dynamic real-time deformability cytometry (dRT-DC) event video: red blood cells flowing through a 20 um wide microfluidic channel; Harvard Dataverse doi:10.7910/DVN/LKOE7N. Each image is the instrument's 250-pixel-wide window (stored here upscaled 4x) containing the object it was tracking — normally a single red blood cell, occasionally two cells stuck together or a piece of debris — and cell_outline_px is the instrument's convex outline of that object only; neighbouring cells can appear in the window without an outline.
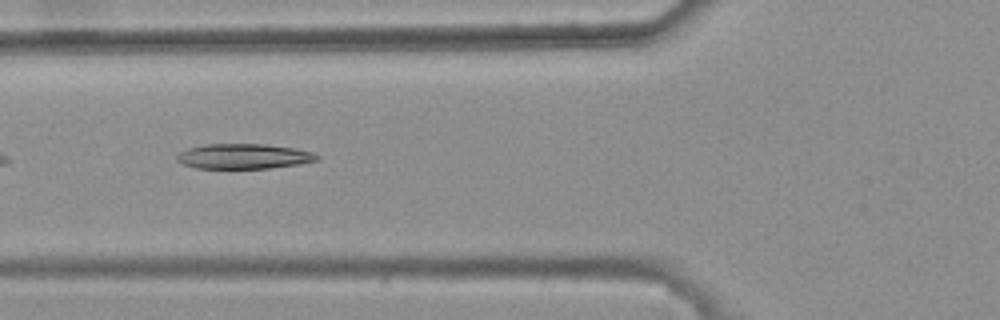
{"species": "common noctule bat (a hibernating species)", "species_latin": "Nyctalus noctula", "temperature_condition": "warm", "stored_images_in_passage": 7, "camera_frame_rate_fps": 3000, "um_per_image_px": 0.085, "animal": {"sex": "female", "body_mass_g": 25.1}, "frame": {"image": 1, "passage_image": 5, "time_ms": 1.333, "image_size_px": [1000, 320], "cell_outline_px": [[320, 160], [296, 164], [268, 168], [196, 168], [184, 164], [176, 160], [176, 156], [180, 152], [188, 148], [204, 144], [264, 144], [296, 148], [312, 152], [320, 156]], "centroid_in_image_um": [20.72, 13.28], "position_along_channel_um": 105.1, "area_um2": 20.4}}